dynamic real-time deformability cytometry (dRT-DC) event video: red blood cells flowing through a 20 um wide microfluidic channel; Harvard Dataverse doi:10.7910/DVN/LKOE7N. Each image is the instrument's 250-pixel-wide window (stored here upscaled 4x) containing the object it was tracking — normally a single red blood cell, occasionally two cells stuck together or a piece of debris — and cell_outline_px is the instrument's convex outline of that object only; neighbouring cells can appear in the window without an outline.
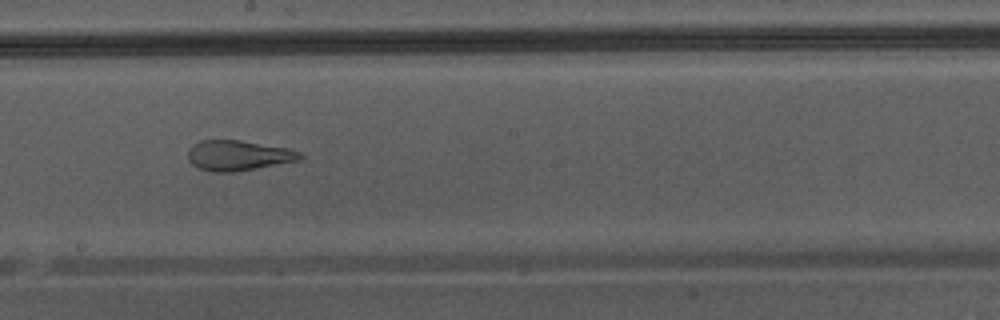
{"species": "Egyptian fruit bat (a non-hibernating species)", "species_latin": "Rousettus aegyptiacus", "temperature_condition": "warm", "stored_images_in_passage": 48, "camera_frame_rate_fps": 3000, "um_per_image_px": 0.085, "animal": {"sex": "male"}, "frame": {"image": 1, "passage_image": 28, "time_ms": 9.0, "image_size_px": [1000, 320], "cell_outline_px": [[304, 156], [300, 160], [256, 168], [232, 172], [212, 172], [200, 168], [192, 164], [188, 160], [188, 148], [192, 144], [200, 140], [240, 140], [288, 148], [300, 152]], "centroid_in_image_um": [20.23, 13.2], "position_along_channel_um": 228.0, "area_um2": 19.77}}
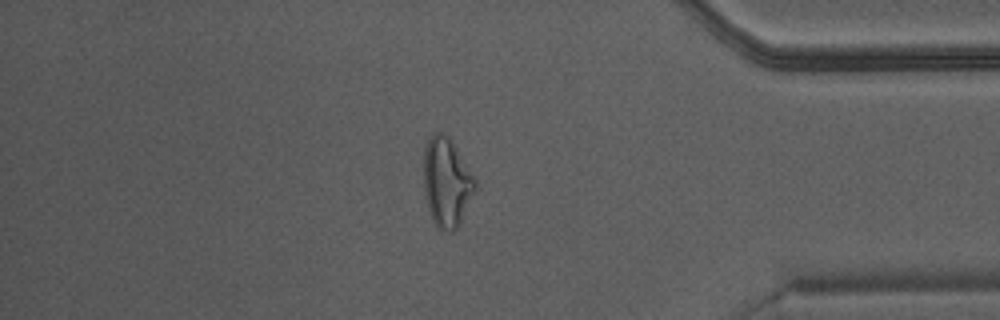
{"frame": {"image": 2, "passage_image": 41, "time_ms": 13.333, "image_size_px": [1000, 320], "cell_outline_px": [[476, 188], [460, 224], [452, 232], [448, 232], [436, 228], [428, 212], [424, 192], [424, 148], [428, 136], [436, 132], [440, 132], [448, 136], [476, 180]], "centroid_in_image_um": [37.93, 15.53], "position_along_channel_um": 397.3, "area_um2": 26.82}}